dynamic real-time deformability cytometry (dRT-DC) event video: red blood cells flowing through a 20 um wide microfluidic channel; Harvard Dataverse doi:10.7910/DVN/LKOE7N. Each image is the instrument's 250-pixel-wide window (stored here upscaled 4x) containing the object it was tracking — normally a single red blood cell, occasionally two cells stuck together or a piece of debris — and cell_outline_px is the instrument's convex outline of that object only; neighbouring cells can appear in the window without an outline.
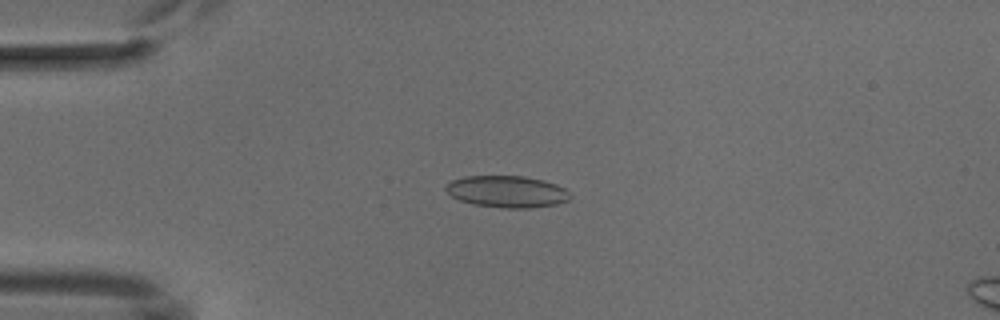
{"species": "common noctule bat (a hibernating species)", "species_latin": "Nyctalus noctula", "temperature_condition": "cold", "stored_images_in_passage": 3, "camera_frame_rate_fps": 3000, "um_per_image_px": 0.085, "animal": {"sex": "male", "body_mass_g": 18.8}, "frame": {"image": 1, "passage_image": 2, "time_ms": 1.333, "image_size_px": [1000, 320], "cell_outline_px": [[572, 196], [568, 200], [556, 204], [532, 208], [504, 208], [472, 204], [460, 200], [452, 196], [444, 188], [452, 180], [464, 176], [524, 176], [544, 180], [556, 184], [564, 188]], "centroid_in_image_um": [43.11, 16.28], "position_along_channel_um": 41.9, "area_um2": 23.0}}